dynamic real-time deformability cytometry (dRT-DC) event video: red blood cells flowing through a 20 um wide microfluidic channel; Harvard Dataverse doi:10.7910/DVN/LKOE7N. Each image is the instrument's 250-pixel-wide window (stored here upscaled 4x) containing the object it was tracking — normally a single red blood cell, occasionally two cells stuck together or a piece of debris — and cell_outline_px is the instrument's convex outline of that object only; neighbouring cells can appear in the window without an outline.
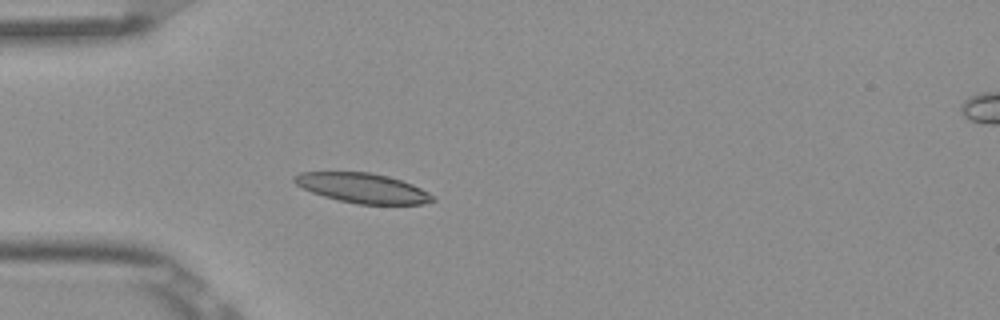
{"species": "Egyptian fruit bat (a non-hibernating species)", "species_latin": "Rousettus aegyptiacus", "temperature_condition": "room temperature", "stored_images_in_passage": 3, "camera_frame_rate_fps": 3000, "um_per_image_px": 0.085, "frame": {"image": 1, "passage_image": 3, "time_ms": 0.667, "image_size_px": [1000, 320], "cell_outline_px": [[436, 200], [420, 204], [356, 204], [324, 196], [312, 192], [296, 184], [292, 180], [292, 176], [300, 172], [368, 172], [388, 176], [412, 184], [428, 192]], "centroid_in_image_um": [30.8, 15.98], "position_along_channel_um": 54.2, "area_um2": 23.76}}